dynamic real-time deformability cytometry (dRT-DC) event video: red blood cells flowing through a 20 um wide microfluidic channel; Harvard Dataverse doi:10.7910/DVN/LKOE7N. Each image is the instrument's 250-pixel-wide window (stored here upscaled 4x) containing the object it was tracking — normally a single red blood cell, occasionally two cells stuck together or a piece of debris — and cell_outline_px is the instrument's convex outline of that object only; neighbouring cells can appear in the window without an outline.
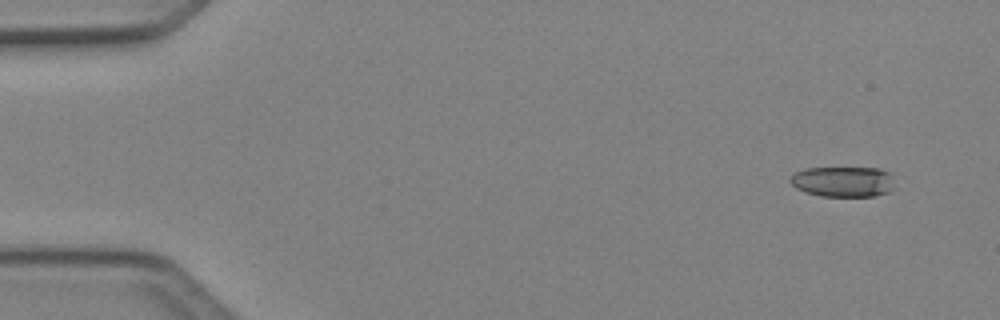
{"species": "Egyptian fruit bat (a non-hibernating species)", "species_latin": "Rousettus aegyptiacus", "temperature_condition": "cold", "stored_images_in_passage": 3, "camera_frame_rate_fps": 3000, "um_per_image_px": 0.085, "animal": {"sex": "female"}, "frame": {"image": 1, "passage_image": 1, "time_ms": 0.0, "image_size_px": [1000, 320], "cell_outline_px": [[896, 188], [888, 192], [876, 196], [820, 196], [804, 192], [796, 188], [788, 180], [796, 172], [804, 168], [880, 168], [888, 172]], "centroid_in_image_um": [71.66, 15.44], "position_along_channel_um": 13.3, "area_um2": 18.67}}